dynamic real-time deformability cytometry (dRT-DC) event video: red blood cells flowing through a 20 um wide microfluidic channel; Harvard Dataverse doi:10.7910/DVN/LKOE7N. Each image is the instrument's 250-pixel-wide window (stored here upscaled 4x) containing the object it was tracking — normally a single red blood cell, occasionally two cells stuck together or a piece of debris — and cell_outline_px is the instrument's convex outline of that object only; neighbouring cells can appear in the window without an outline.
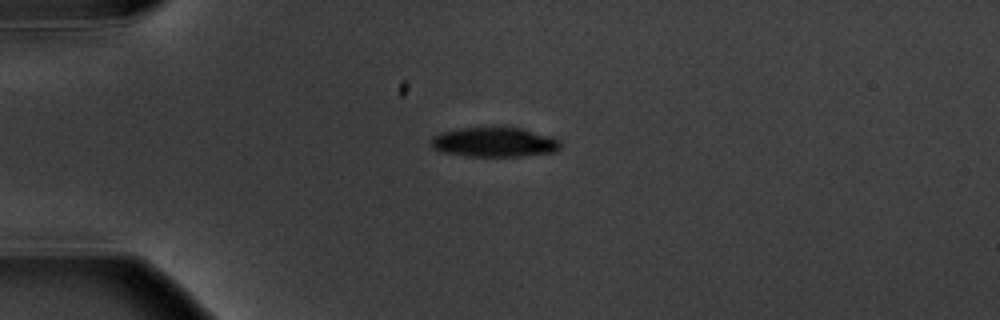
{"species": "common noctule bat (a hibernating species)", "species_latin": "Nyctalus noctula", "temperature_condition": "warm", "stored_images_in_passage": 2, "camera_frame_rate_fps": 3000, "um_per_image_px": 0.085, "animal": {"sex": "male", "body_mass_g": 20.1, "forearm_length_mm": 53.5}, "frame": {"image": 1, "passage_image": 1, "time_ms": 0.0, "image_size_px": [1000, 320], "cell_outline_px": [[560, 148], [556, 152], [520, 156], [468, 156], [444, 152], [432, 148], [432, 136], [440, 132], [456, 128], [488, 124], [492, 124], [520, 128], [552, 136], [560, 140]], "centroid_in_image_um": [42.01, 12.03], "position_along_channel_um": 43.0, "area_um2": 23.24}}